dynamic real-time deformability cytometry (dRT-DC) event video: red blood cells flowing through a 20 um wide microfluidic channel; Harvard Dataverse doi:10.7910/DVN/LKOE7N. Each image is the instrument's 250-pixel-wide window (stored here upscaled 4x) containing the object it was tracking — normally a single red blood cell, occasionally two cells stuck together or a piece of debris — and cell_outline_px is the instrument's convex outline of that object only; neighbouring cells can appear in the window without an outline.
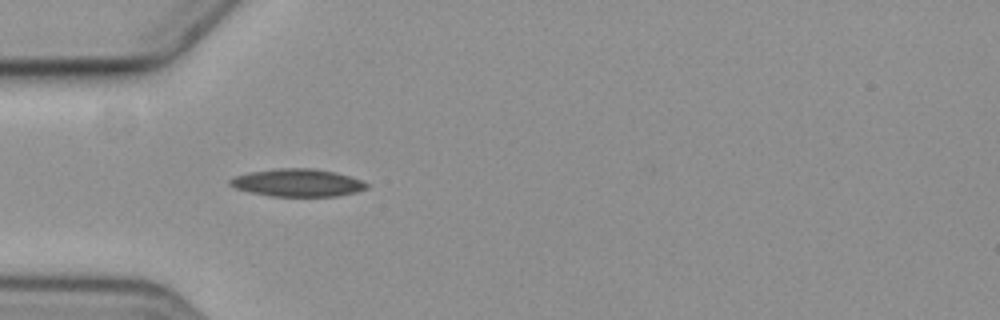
{"species": "common noctule bat (a hibernating species)", "species_latin": "Nyctalus noctula", "temperature_condition": "cold", "stored_images_in_passage": 3, "camera_frame_rate_fps": 3000, "um_per_image_px": 0.085, "animal": {"sex": "female", "body_mass_g": 19.3, "forearm_length_mm": 54.1}, "frame": {"image": 1, "passage_image": 2, "time_ms": 1.333, "image_size_px": [1000, 320], "cell_outline_px": [[368, 188], [356, 192], [336, 196], [272, 196], [248, 192], [236, 188], [228, 184], [228, 180], [232, 176], [252, 172], [280, 168], [312, 168], [336, 172], [360, 180], [368, 184]], "centroid_in_image_um": [25.26, 15.53], "position_along_channel_um": 59.7, "area_um2": 21.96}}
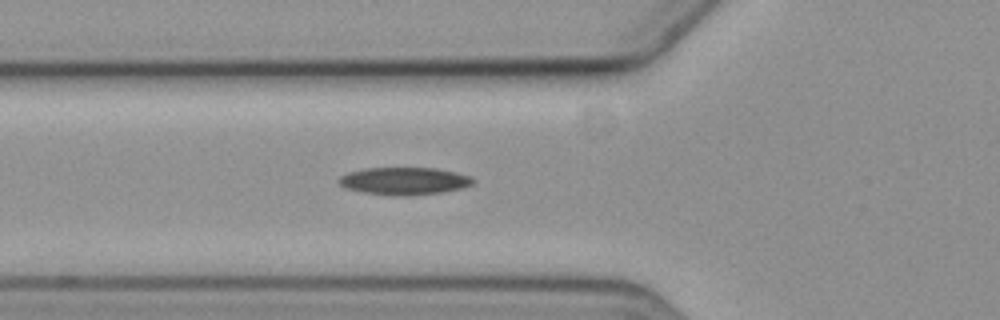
{"frame": {"image": 2, "passage_image": 3, "time_ms": 2.333, "image_size_px": [1000, 320], "cell_outline_px": [[476, 180], [472, 184], [460, 188], [440, 192], [412, 196], [396, 196], [364, 192], [344, 188], [336, 180], [340, 176], [348, 172], [364, 168], [436, 168], [456, 172], [468, 176]], "centroid_in_image_um": [34.32, 15.38], "position_along_channel_um": 91.5, "area_um2": 21.5}}